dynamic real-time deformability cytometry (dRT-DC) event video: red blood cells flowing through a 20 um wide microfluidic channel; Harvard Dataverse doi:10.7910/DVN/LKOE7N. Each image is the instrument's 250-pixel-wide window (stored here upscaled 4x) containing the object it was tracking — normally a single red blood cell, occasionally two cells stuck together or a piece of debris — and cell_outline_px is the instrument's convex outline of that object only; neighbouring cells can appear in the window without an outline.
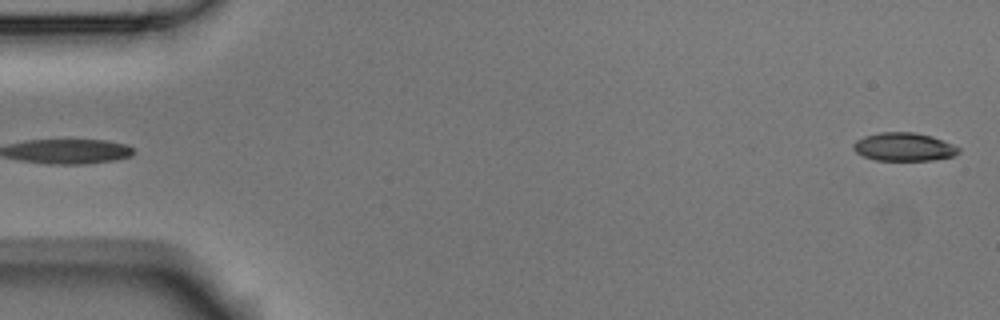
{"species": "Egyptian fruit bat (a non-hibernating species)", "species_latin": "Rousettus aegyptiacus", "temperature_condition": "room temperature", "stored_images_in_passage": 5, "segment_of_instrument_passage": [2, 2], "camera_frame_rate_fps": 3000, "um_per_image_px": 0.085, "animal": {"sex": "male"}, "frame": {"image": 1, "passage_image": 5, "time_ms": 1.333, "image_size_px": [1000, 320], "cell_outline_px": [[960, 152], [952, 156], [932, 160], [876, 160], [864, 156], [856, 152], [852, 148], [852, 144], [856, 140], [864, 136], [880, 132], [916, 132], [932, 136], [952, 144], [960, 148]], "centroid_in_image_um": [76.81, 12.47], "position_along_channel_um": 8.2, "area_um2": 17.34}}